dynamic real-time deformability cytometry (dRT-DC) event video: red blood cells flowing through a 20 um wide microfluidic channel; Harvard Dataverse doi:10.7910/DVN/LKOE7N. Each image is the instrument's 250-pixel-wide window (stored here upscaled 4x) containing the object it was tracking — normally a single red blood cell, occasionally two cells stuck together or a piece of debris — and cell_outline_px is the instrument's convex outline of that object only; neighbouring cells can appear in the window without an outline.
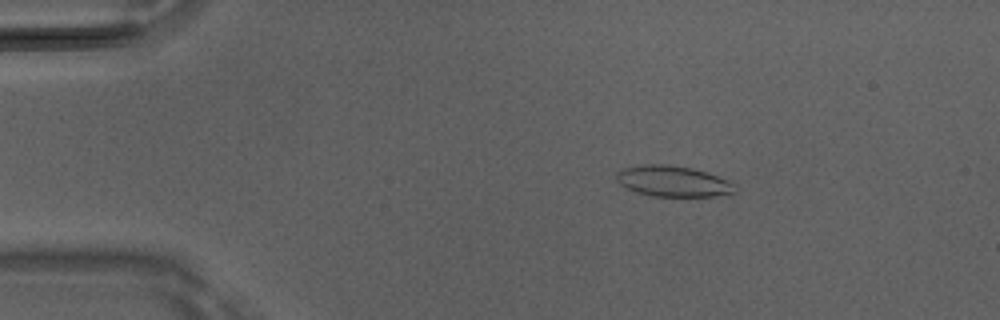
{"species": "Egyptian fruit bat (a non-hibernating species)", "species_latin": "Rousettus aegyptiacus", "temperature_condition": "room temperature", "stored_images_in_passage": 51, "camera_frame_rate_fps": 3000, "um_per_image_px": 0.085, "animal": {"sex": "male"}, "frame": {"image": 1, "passage_image": 9, "time_ms": 2.667, "image_size_px": [1000, 320], "cell_outline_px": [[736, 192], [732, 196], [648, 196], [636, 192], [620, 184], [616, 180], [616, 172], [624, 168], [644, 164], [664, 164], [692, 168], [728, 180], [732, 184]], "centroid_in_image_um": [57.2, 15.42], "position_along_channel_um": 27.8, "area_um2": 21.33}}
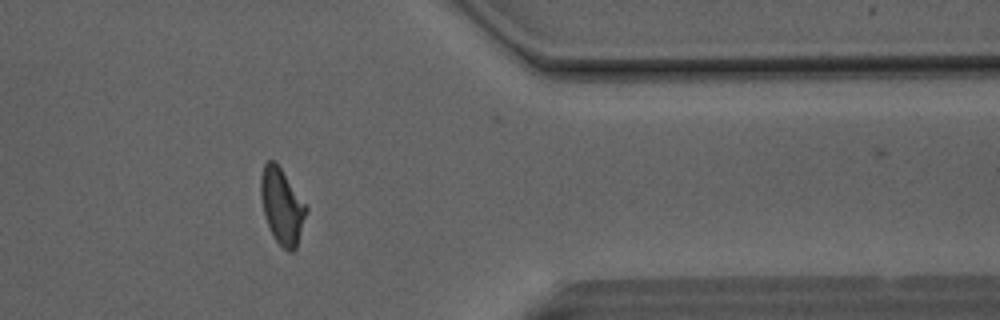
{"frame": {"image": 2, "passage_image": 41, "time_ms": 13.333, "image_size_px": [1000, 320], "cell_outline_px": [[308, 208], [296, 248], [292, 252], [288, 252], [276, 240], [264, 216], [260, 196], [260, 176], [264, 164], [268, 160], [272, 160], [280, 168]], "centroid_in_image_um": [23.94, 17.53], "position_along_channel_um": 387.5, "area_um2": 19.59}}
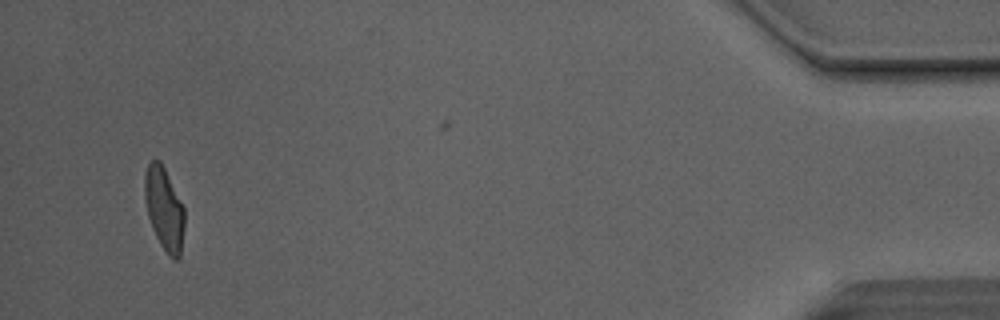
{"frame": {"image": 3, "passage_image": 48, "time_ms": 15.667, "image_size_px": [1000, 320], "cell_outline_px": [[184, 228], [180, 256], [176, 260], [172, 260], [168, 256], [160, 244], [152, 228], [148, 216], [144, 196], [144, 172], [148, 164], [152, 160], [160, 160], [184, 208]], "centroid_in_image_um": [13.94, 17.77], "position_along_channel_um": 421.3, "area_um2": 19.19}, "authors_computed_cell_mechanics": {"area_um2": 19.8832, "velocity_mm_per_s": 4.1428, "shape_relaxation_time_tau1_ms": 4.204, "shape_relaxation_time_tau2_ms": 1.3314, "deformation_change_tau1": 0.1911, "deformation_change_tau2": 0.0945}}